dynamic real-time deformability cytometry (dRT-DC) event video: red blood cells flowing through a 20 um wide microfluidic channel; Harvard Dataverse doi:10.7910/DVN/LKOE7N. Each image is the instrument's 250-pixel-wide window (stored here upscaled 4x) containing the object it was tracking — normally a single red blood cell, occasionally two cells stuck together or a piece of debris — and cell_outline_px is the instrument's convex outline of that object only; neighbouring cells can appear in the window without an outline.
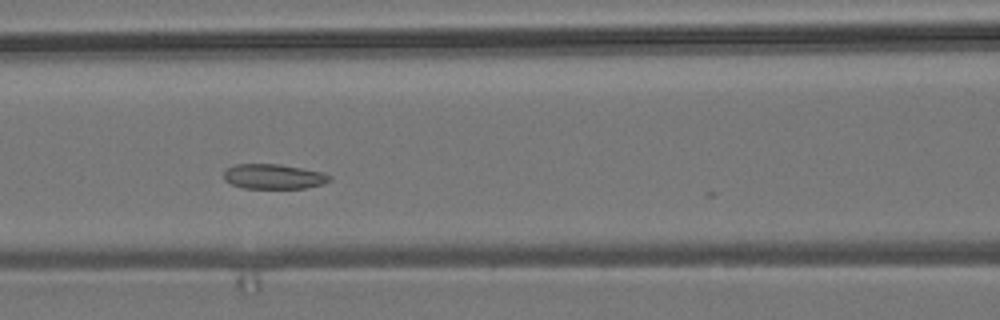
{"species": "common noctule bat (a hibernating species)", "species_latin": "Nyctalus noctula", "temperature_condition": "room temperature", "stored_images_in_passage": 6, "camera_frame_rate_fps": 3000, "um_per_image_px": 0.085, "animal": {"sex": "male", "body_mass_g": 19.2, "forearm_length_mm": 51.8}, "frame": {"image": 1, "passage_image": 5, "time_ms": 1.333, "image_size_px": [1000, 320], "cell_outline_px": [[332, 180], [324, 184], [304, 188], [240, 188], [224, 180], [224, 172], [228, 168], [236, 164], [280, 164], [324, 172], [332, 176]], "centroid_in_image_um": [23.3, 15.0], "position_along_channel_um": 143.3, "area_um2": 15.49}}
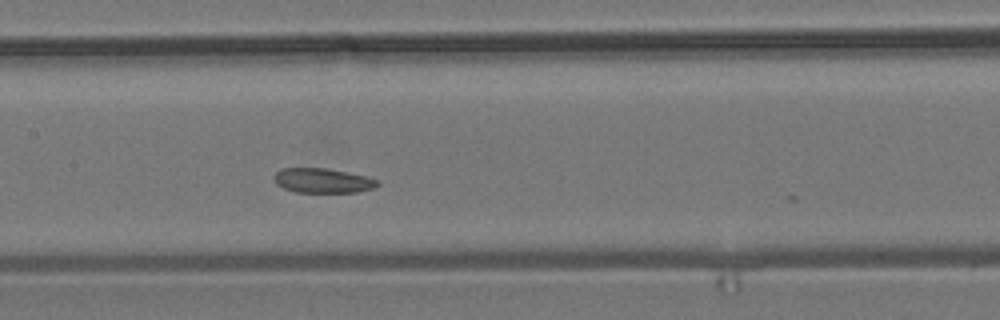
{"frame": {"image": 2, "passage_image": 6, "time_ms": 1.667, "image_size_px": [1000, 320], "cell_outline_px": [[380, 184], [372, 188], [356, 192], [296, 192], [284, 188], [276, 184], [272, 176], [280, 168], [324, 168], [364, 176], [380, 180]], "centroid_in_image_um": [27.38, 15.35], "position_along_channel_um": 180.0, "area_um2": 14.74}}